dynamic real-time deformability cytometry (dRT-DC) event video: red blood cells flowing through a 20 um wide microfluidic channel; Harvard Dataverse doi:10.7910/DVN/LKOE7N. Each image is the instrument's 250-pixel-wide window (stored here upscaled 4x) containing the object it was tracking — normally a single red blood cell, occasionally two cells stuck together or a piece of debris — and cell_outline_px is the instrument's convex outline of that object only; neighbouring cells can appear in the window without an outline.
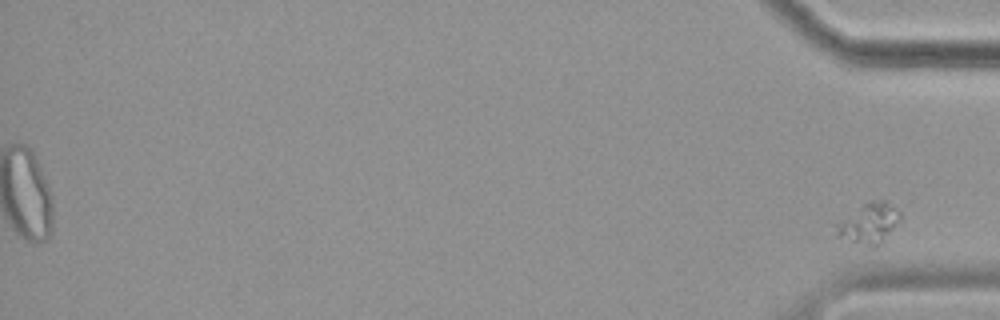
{"species": "common noctule bat (a hibernating species)", "species_latin": "Nyctalus noctula", "temperature_condition": "cold", "stored_images_in_passage": 56, "segment_of_instrument_passage": [2, 2], "camera_frame_rate_fps": 3000, "um_per_image_px": 0.085, "animal": {"sex": "female", "body_mass_g": 19.9}, "frame": {"image": 1, "passage_image": 56, "time_ms": 18.333, "image_size_px": [1000, 320], "cell_outline_px": [[900, 220], [880, 244], [876, 248], [872, 248], [836, 236], [836, 232], [840, 224], [864, 204], [872, 200], [884, 200], [900, 212]], "centroid_in_image_um": [73.93, 19.02], "position_along_channel_um": 361.3, "area_um2": 14.22}}